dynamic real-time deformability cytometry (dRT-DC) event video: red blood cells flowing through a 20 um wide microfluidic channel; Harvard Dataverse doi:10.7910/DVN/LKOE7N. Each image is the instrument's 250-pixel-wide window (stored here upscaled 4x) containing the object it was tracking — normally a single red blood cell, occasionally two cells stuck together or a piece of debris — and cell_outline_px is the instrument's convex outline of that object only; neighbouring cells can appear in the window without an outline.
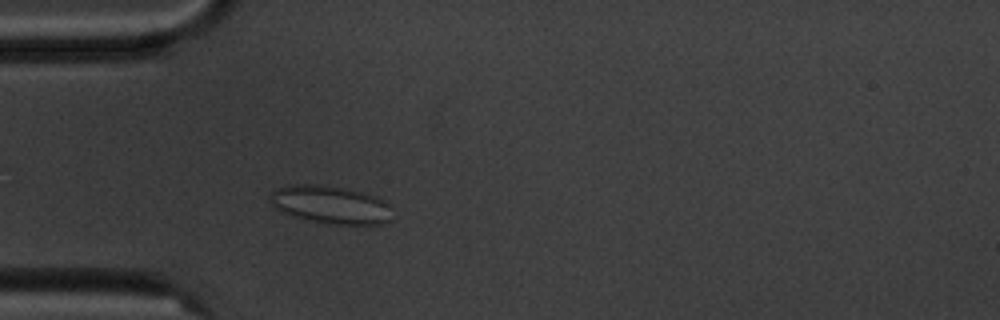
{"species": "common noctule bat (a hibernating species)", "species_latin": "Nyctalus noctula", "temperature_condition": "cold", "stored_images_in_passage": 5, "camera_frame_rate_fps": 3000, "um_per_image_px": 0.085, "animal": {"sex": "male", "body_mass_g": 20.1, "forearm_length_mm": 53.5}, "frame": {"image": 1, "passage_image": 5, "time_ms": 4.667, "image_size_px": [1000, 320], "cell_outline_px": [[392, 208], [388, 220], [380, 224], [336, 224], [308, 220], [284, 212], [276, 208], [272, 204], [272, 192], [276, 188], [288, 184], [316, 184], [340, 188], [360, 192], [376, 196], [392, 204]], "centroid_in_image_um": [28.13, 17.39], "position_along_channel_um": 56.9, "area_um2": 26.59}}